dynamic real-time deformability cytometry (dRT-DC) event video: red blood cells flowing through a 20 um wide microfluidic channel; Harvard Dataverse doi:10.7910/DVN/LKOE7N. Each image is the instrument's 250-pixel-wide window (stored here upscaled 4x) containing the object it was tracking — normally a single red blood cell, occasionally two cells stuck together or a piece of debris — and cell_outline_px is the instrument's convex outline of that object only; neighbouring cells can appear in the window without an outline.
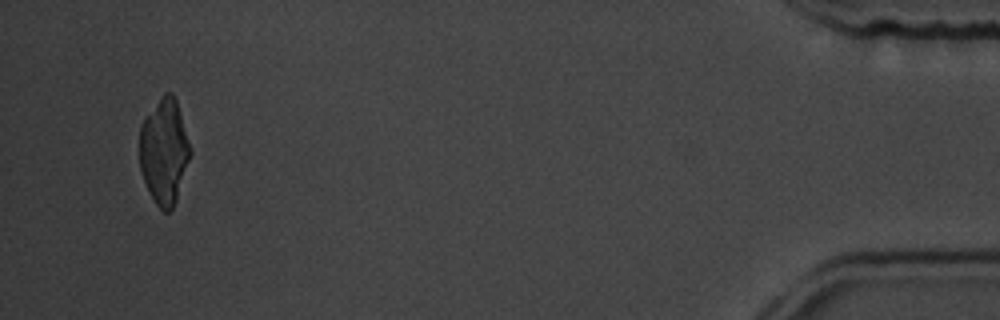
{"species": "common noctule bat (a hibernating species)", "species_latin": "Nyctalus noctula", "temperature_condition": "room temperature", "stored_images_in_passage": 45, "camera_frame_rate_fps": 3000, "um_per_image_px": 0.085, "animal": {"sex": "male", "body_mass_g": 19.5, "forearm_length_mm": 54.6}, "frame": {"image": 1, "passage_image": 43, "time_ms": 14.0, "image_size_px": [1000, 320], "cell_outline_px": [[192, 152], [176, 200], [172, 208], [168, 212], [164, 212], [156, 204], [144, 180], [140, 168], [140, 128], [144, 116], [164, 92], [172, 92], [176, 100]], "centroid_in_image_um": [13.95, 12.83], "position_along_channel_um": 421.3, "area_um2": 30.92}}